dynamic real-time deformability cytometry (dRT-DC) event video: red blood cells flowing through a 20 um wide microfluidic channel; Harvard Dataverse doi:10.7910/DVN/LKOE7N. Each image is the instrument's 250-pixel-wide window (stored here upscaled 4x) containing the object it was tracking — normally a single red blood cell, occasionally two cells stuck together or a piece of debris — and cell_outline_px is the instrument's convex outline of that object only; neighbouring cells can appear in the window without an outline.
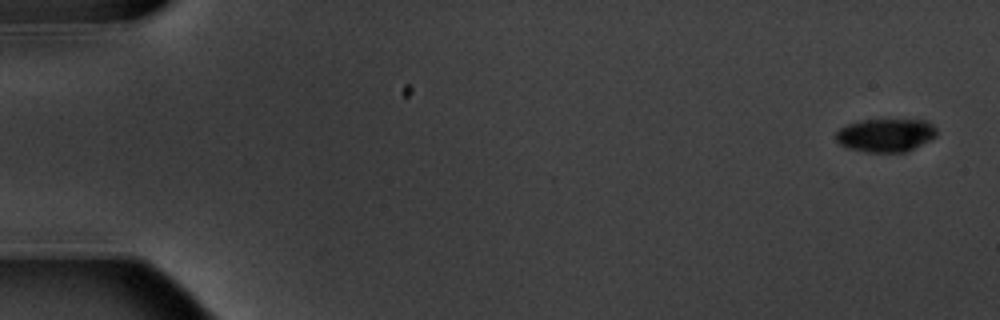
{"species": "common noctule bat (a hibernating species)", "species_latin": "Nyctalus noctula", "temperature_condition": "warm", "stored_images_in_passage": 5, "camera_frame_rate_fps": 3000, "um_per_image_px": 0.085, "animal": {"sex": "male", "body_mass_g": 20.1, "forearm_length_mm": 53.5}, "frame": {"image": 1, "passage_image": 1, "time_ms": 0.0, "image_size_px": [1000, 320], "cell_outline_px": [[936, 136], [904, 152], [868, 152], [848, 148], [840, 144], [836, 140], [836, 132], [840, 128], [848, 124], [860, 120], [924, 120], [932, 124], [936, 128]], "centroid_in_image_um": [75.25, 11.48], "position_along_channel_um": 9.8, "area_um2": 19.25}}